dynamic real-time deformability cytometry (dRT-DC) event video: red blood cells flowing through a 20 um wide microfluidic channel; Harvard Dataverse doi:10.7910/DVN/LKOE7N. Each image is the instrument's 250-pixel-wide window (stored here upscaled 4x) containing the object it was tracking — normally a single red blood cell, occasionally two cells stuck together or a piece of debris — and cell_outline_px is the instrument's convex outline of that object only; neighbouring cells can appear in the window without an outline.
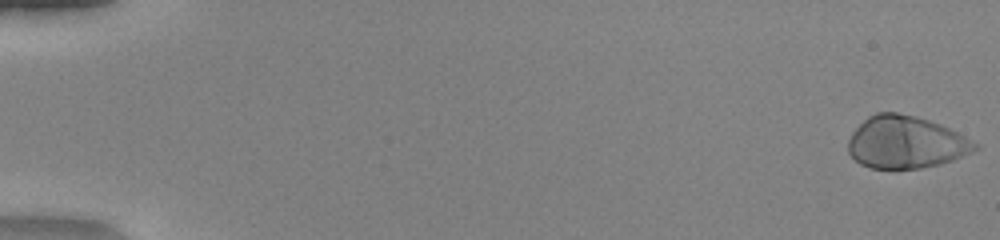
{"species": "human", "species_latin": "Homo sapiens", "temperature_condition": "warm", "stored_images_in_passage": 51, "camera_frame_rate_fps": 3000, "um_per_image_px": 0.085, "donor": {"sex": "female"}, "frame": {"image": 1, "passage_image": 1, "time_ms": 0.0, "image_size_px": [1000, 240], "cell_outline_px": [[980, 148], [972, 152], [952, 160], [940, 164], [920, 168], [872, 168], [860, 164], [848, 152], [848, 140], [852, 132], [868, 116], [876, 112], [896, 112], [916, 116], [940, 124], [980, 144]], "centroid_in_image_um": [76.99, 12.09], "position_along_channel_um": 8.0, "area_um2": 38.55}}
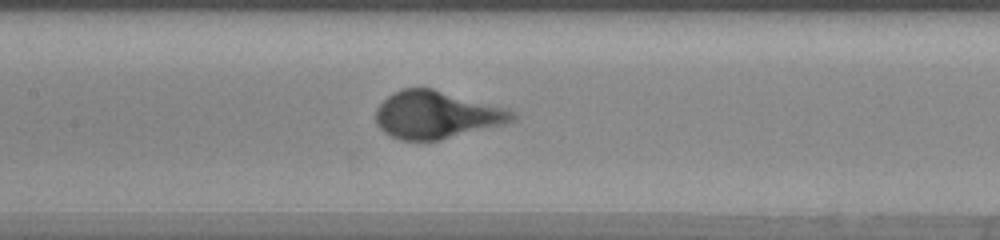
{"frame": {"image": 2, "passage_image": 26, "time_ms": 8.333, "image_size_px": [1000, 240], "cell_outline_px": [[520, 116], [516, 120], [504, 124], [440, 140], [400, 140], [384, 132], [376, 124], [376, 108], [392, 92], [400, 88], [432, 88], [508, 108], [516, 112]], "centroid_in_image_um": [37.14, 9.75], "position_along_channel_um": 170.3, "area_um2": 38.03}}
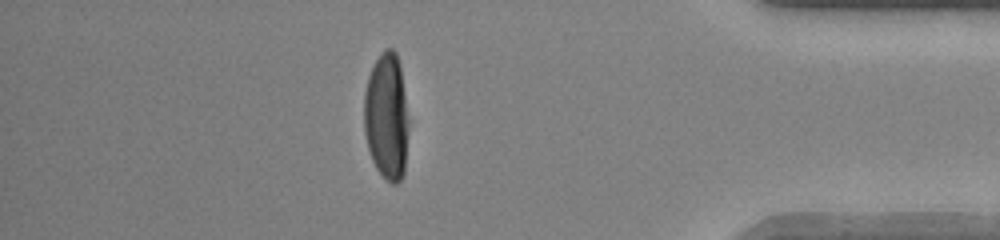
{"frame": {"image": 3, "passage_image": 45, "time_ms": 14.667, "image_size_px": [1000, 240], "cell_outline_px": [[408, 128], [404, 172], [400, 180], [396, 184], [392, 184], [384, 180], [376, 168], [372, 160], [368, 148], [364, 132], [364, 92], [368, 76], [376, 60], [384, 48], [392, 48], [396, 52], [400, 64], [408, 120]], "centroid_in_image_um": [32.85, 9.92], "position_along_channel_um": 402.4, "area_um2": 33.12}}